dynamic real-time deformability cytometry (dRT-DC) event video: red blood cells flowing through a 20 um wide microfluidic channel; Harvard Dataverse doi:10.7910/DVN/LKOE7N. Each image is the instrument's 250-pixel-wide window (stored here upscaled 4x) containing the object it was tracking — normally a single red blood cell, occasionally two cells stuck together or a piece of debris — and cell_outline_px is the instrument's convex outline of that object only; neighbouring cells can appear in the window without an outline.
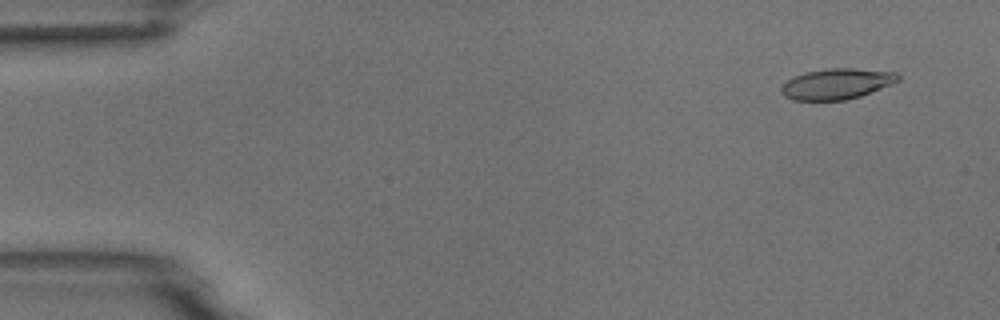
{"species": "common noctule bat (a hibernating species)", "species_latin": "Nyctalus noctula", "temperature_condition": "room temperature", "stored_images_in_passage": 55, "camera_frame_rate_fps": 3000, "um_per_image_px": 0.085, "animal": {"sex": "male", "body_mass_g": 18.8}, "frame": {"image": 1, "passage_image": 4, "time_ms": 1.0, "image_size_px": [1000, 320], "cell_outline_px": [[900, 80], [892, 84], [860, 96], [844, 100], [792, 100], [784, 96], [780, 92], [780, 88], [788, 80], [804, 72], [824, 68], [852, 68], [896, 72], [900, 76]], "centroid_in_image_um": [71.12, 7.12], "position_along_channel_um": 13.9, "area_um2": 20.92}}
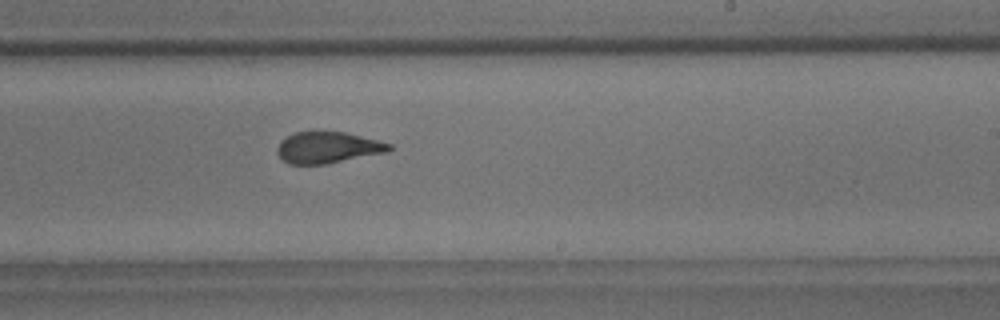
{"frame": {"image": 2, "passage_image": 33, "time_ms": 10.667, "image_size_px": [1000, 320], "cell_outline_px": [[392, 148], [388, 152], [324, 164], [288, 164], [280, 160], [276, 152], [276, 148], [280, 140], [292, 132], [344, 132], [392, 144]], "centroid_in_image_um": [27.79, 12.55], "position_along_channel_um": 261.2, "area_um2": 20.52}}
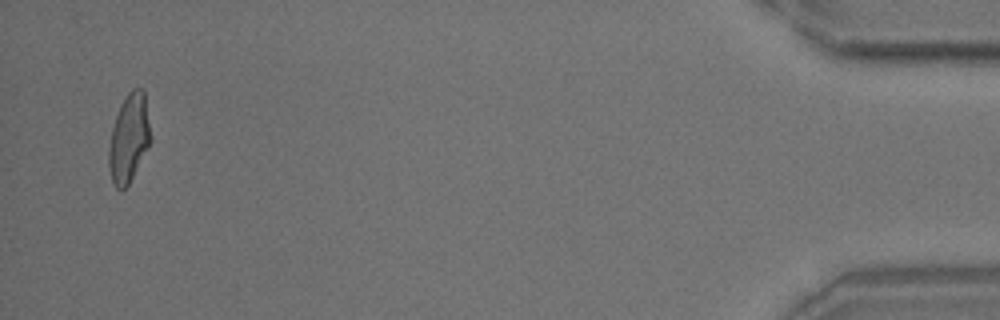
{"frame": {"image": 3, "passage_image": 53, "time_ms": 17.333, "image_size_px": [1000, 320], "cell_outline_px": [[152, 140], [148, 148], [128, 184], [120, 192], [112, 184], [108, 164], [108, 148], [112, 128], [120, 104], [128, 92], [132, 88], [144, 88]], "centroid_in_image_um": [10.96, 11.74], "position_along_channel_um": 424.2, "area_um2": 21.73}, "authors_computed_cell_mechanics": {"area_um2": 21.4438, "velocity_mm_per_s": 3.7065, "shape_relaxation_time_tau1_ms": 6.5196, "shape_relaxation_time_tau2_ms": 1.3397, "deformation_change_tau1": 0.2149, "deformation_change_tau2": 0.071}}